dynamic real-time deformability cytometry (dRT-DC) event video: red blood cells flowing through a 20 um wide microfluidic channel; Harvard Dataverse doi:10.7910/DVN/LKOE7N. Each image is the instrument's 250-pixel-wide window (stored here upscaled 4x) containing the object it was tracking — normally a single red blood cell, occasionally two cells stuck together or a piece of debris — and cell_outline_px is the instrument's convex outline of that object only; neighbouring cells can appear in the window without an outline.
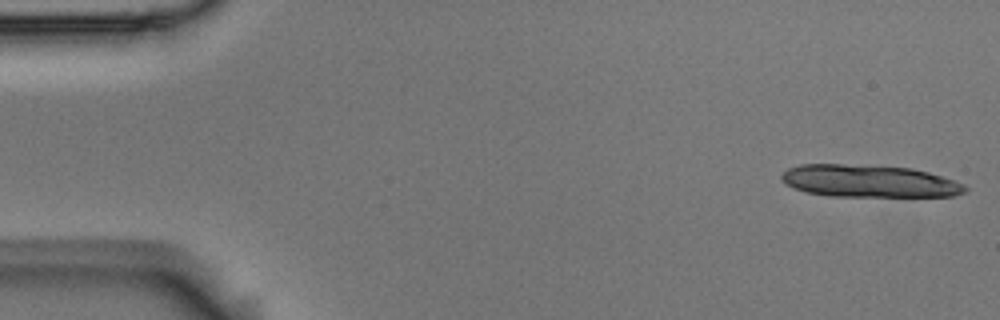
{"species": "Egyptian fruit bat (a non-hibernating species)", "species_latin": "Rousettus aegyptiacus", "temperature_condition": "room temperature", "stored_images_in_passage": 6, "camera_frame_rate_fps": 3000, "um_per_image_px": 0.085, "animal": {"sex": "male"}, "frame": {"image": 1, "passage_image": 1, "time_ms": 0.0, "image_size_px": [1000, 320], "cell_outline_px": [[968, 192], [952, 196], [832, 196], [804, 192], [792, 188], [780, 176], [788, 168], [800, 164], [840, 164], [912, 168], [928, 172], [964, 184], [968, 188]], "centroid_in_image_um": [73.87, 15.4], "position_along_channel_um": 11.1, "area_um2": 34.45}}